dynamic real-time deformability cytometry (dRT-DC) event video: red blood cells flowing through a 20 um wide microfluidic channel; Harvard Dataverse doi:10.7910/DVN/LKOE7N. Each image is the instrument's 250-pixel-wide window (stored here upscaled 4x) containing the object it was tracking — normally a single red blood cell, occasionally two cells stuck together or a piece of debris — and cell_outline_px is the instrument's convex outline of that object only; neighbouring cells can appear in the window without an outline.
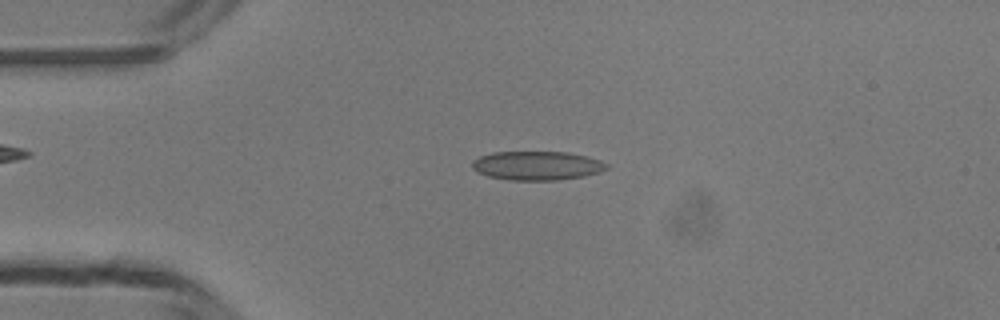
{"species": "common noctule bat (a hibernating species)", "species_latin": "Nyctalus noctula", "temperature_condition": "room temperature", "stored_images_in_passage": 48, "camera_frame_rate_fps": 3000, "um_per_image_px": 0.085, "animal": {"sex": "male", "body_mass_g": 13.3}, "frame": {"image": 1, "passage_image": 11, "time_ms": 3.333, "image_size_px": [1000, 320], "cell_outline_px": [[608, 168], [600, 172], [584, 176], [556, 180], [508, 180], [488, 176], [476, 172], [472, 168], [472, 160], [480, 156], [492, 152], [568, 152], [600, 160], [608, 164]], "centroid_in_image_um": [45.62, 14.08], "position_along_channel_um": 39.4, "area_um2": 22.72}}
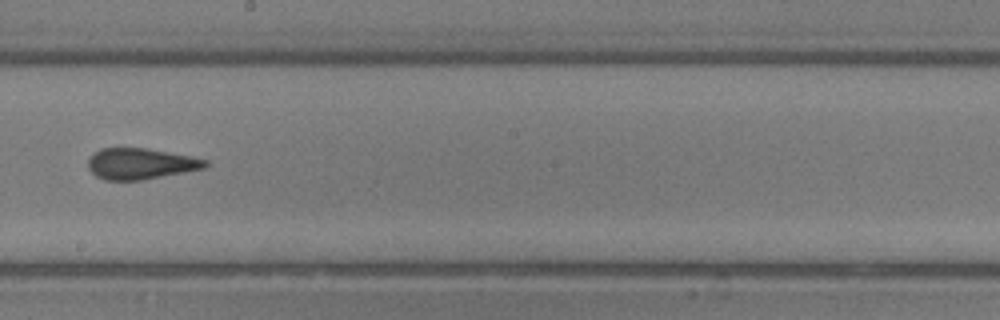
{"frame": {"image": 2, "passage_image": 27, "time_ms": 8.667, "image_size_px": [1000, 320], "cell_outline_px": [[208, 164], [204, 168], [184, 172], [140, 180], [104, 180], [96, 176], [88, 168], [88, 160], [100, 148], [148, 148], [192, 156], [208, 160]], "centroid_in_image_um": [11.96, 13.91], "position_along_channel_um": 236.2, "area_um2": 21.1}}
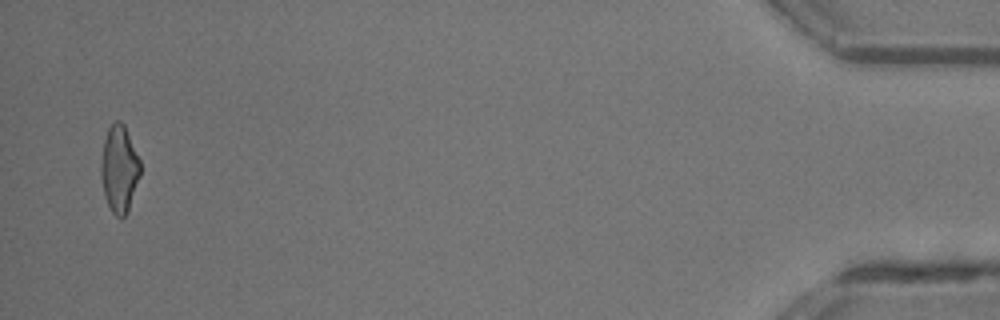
{"frame": {"image": 3, "passage_image": 47, "time_ms": 15.333, "image_size_px": [1000, 320], "cell_outline_px": [[140, 176], [128, 212], [124, 216], [116, 216], [112, 212], [104, 196], [100, 176], [100, 164], [104, 140], [108, 128], [116, 120], [120, 120], [124, 124], [140, 160]], "centroid_in_image_um": [10.13, 14.36], "position_along_channel_um": 425.1, "area_um2": 20.0}, "authors_computed_cell_mechanics": {"area_um2": 21.5883, "velocity_mm_per_s": 4.2095, "shape_relaxation_time_tau1_ms": 9.641, "shape_relaxation_time_tau2_ms": 1.3389, "deformation_change_tau1": 0.191, "deformation_change_tau2": 0.0808}}